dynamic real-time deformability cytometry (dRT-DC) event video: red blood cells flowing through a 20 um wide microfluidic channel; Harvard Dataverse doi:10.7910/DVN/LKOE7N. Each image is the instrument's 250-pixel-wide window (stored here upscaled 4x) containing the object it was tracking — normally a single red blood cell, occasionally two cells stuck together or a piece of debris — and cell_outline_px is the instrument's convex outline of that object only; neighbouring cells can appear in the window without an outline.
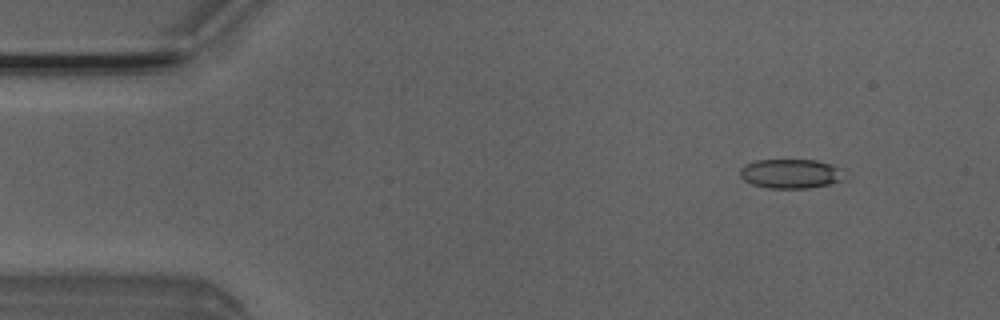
{"species": "Egyptian fruit bat (a non-hibernating species)", "species_latin": "Rousettus aegyptiacus", "temperature_condition": "room temperature", "stored_images_in_passage": 47, "camera_frame_rate_fps": 3000, "um_per_image_px": 0.085, "animal": {"sex": "male"}, "frame": {"image": 1, "passage_image": 5, "time_ms": 1.333, "image_size_px": [1000, 320], "cell_outline_px": [[844, 180], [828, 184], [808, 188], [768, 188], [752, 184], [744, 180], [740, 176], [740, 168], [744, 164], [756, 160], [816, 160], [832, 164], [840, 168]], "centroid_in_image_um": [67.18, 14.76], "position_along_channel_um": 17.8, "area_um2": 17.86}}
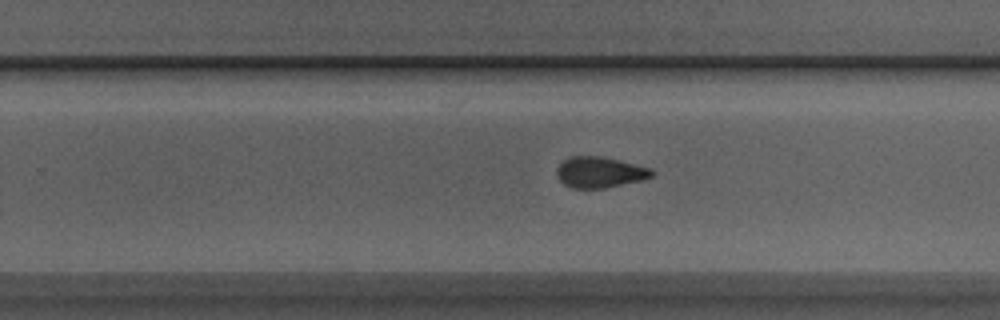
{"frame": {"image": 2, "passage_image": 31, "time_ms": 10.0, "image_size_px": [1000, 320], "cell_outline_px": [[656, 172], [652, 176], [644, 180], [604, 188], [572, 188], [564, 184], [556, 176], [556, 168], [568, 156], [600, 156], [620, 160], [652, 168]], "centroid_in_image_um": [51.0, 14.64], "position_along_channel_um": 278.8, "area_um2": 17.34}}
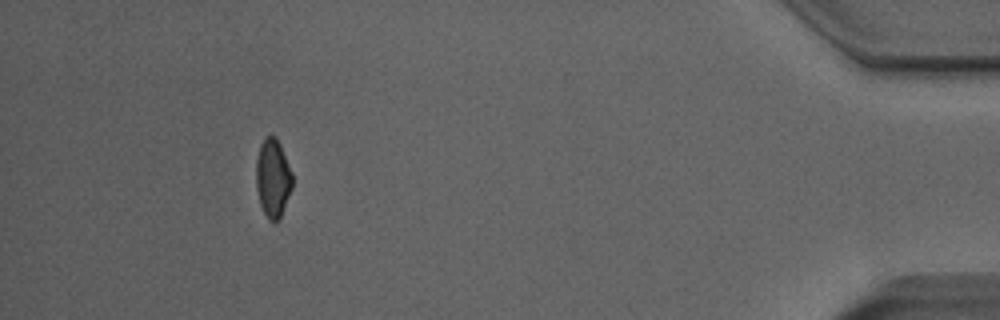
{"frame": {"image": 3, "passage_image": 46, "time_ms": 15.0, "image_size_px": [1000, 320], "cell_outline_px": [[292, 188], [280, 220], [272, 224], [268, 220], [260, 204], [256, 188], [256, 160], [260, 144], [264, 136], [276, 136], [280, 144], [292, 172]], "centroid_in_image_um": [23.19, 15.17], "position_along_channel_um": 412.0, "area_um2": 16.88}}